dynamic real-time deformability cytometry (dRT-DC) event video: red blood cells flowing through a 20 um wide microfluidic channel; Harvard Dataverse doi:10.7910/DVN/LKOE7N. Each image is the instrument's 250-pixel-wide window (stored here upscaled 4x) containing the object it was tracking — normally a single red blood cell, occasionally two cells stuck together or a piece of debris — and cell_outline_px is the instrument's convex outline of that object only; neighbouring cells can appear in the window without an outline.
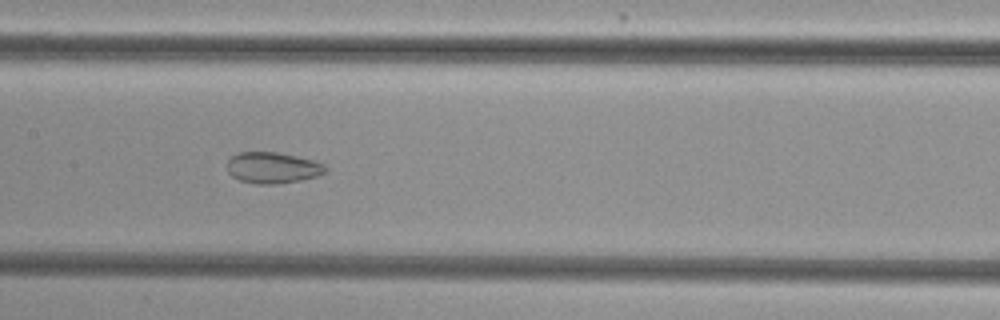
{"species": "common noctule bat (a hibernating species)", "species_latin": "Nyctalus noctula", "temperature_condition": "cold", "stored_images_in_passage": 55, "camera_frame_rate_fps": 3000, "um_per_image_px": 0.085, "animal": {"sex": "female", "body_mass_g": 29.2, "forearm_length_mm": 56.3}, "frame": {"image": 1, "passage_image": 28, "time_ms": 9.0, "image_size_px": [1000, 320], "cell_outline_px": [[328, 168], [324, 172], [316, 176], [300, 180], [276, 184], [256, 184], [240, 180], [232, 176], [228, 172], [228, 160], [236, 152], [276, 152], [316, 160], [324, 164]], "centroid_in_image_um": [23.18, 14.25], "position_along_channel_um": 184.2, "area_um2": 17.86}}
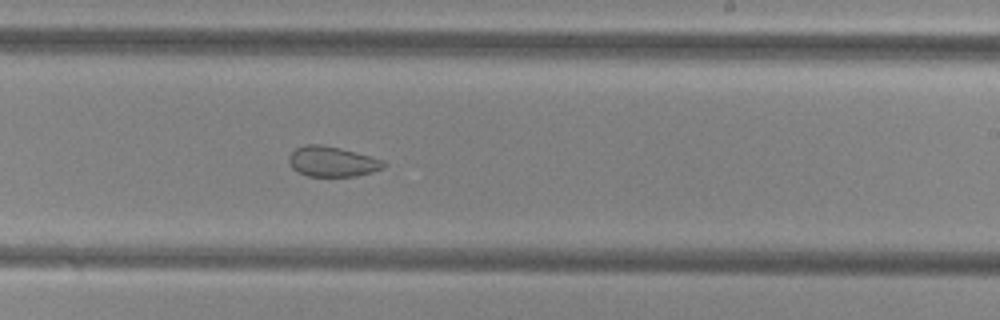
{"frame": {"image": 2, "passage_image": 34, "time_ms": 11.0, "image_size_px": [1000, 320], "cell_outline_px": [[388, 164], [384, 168], [372, 172], [356, 176], [308, 176], [292, 168], [288, 160], [288, 156], [296, 148], [304, 144], [320, 144], [340, 148], [384, 160]], "centroid_in_image_um": [28.25, 13.73], "position_along_channel_um": 260.7, "area_um2": 16.7}}
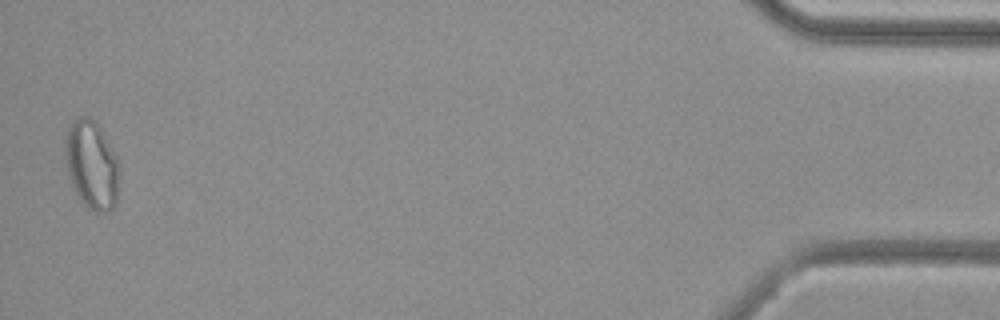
{"frame": {"image": 3, "passage_image": 54, "time_ms": 17.667, "image_size_px": [1000, 320], "cell_outline_px": [[120, 168], [116, 204], [108, 212], [96, 212], [88, 208], [80, 200], [68, 176], [64, 164], [64, 140], [68, 128], [80, 116], [88, 116], [96, 120], [100, 124], [120, 164]], "centroid_in_image_um": [7.79, 13.99], "position_along_channel_um": 427.4, "area_um2": 28.61}, "authors_computed_cell_mechanics": {"area_um2": 24.1026, "velocity_mm_per_s": 3.838, "shape_relaxation_time_tau1_ms": null, "shape_relaxation_time_tau2_ms": 1.7961, "deformation_change_tau1": null, "deformation_change_tau2": 0.0674}}